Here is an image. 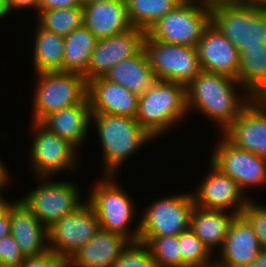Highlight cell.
<instances>
[{
  "label": "cell",
  "mask_w": 266,
  "mask_h": 267,
  "mask_svg": "<svg viewBox=\"0 0 266 267\" xmlns=\"http://www.w3.org/2000/svg\"><path fill=\"white\" fill-rule=\"evenodd\" d=\"M194 206L192 194L157 200L143 214L139 237L178 236L187 231Z\"/></svg>",
  "instance_id": "9c48e42d"
},
{
  "label": "cell",
  "mask_w": 266,
  "mask_h": 267,
  "mask_svg": "<svg viewBox=\"0 0 266 267\" xmlns=\"http://www.w3.org/2000/svg\"><path fill=\"white\" fill-rule=\"evenodd\" d=\"M10 212L5 208L0 213V240L10 235Z\"/></svg>",
  "instance_id": "f35d334b"
},
{
  "label": "cell",
  "mask_w": 266,
  "mask_h": 267,
  "mask_svg": "<svg viewBox=\"0 0 266 267\" xmlns=\"http://www.w3.org/2000/svg\"><path fill=\"white\" fill-rule=\"evenodd\" d=\"M211 23L240 52L266 45V9L250 4L225 6L211 12Z\"/></svg>",
  "instance_id": "8992f818"
},
{
  "label": "cell",
  "mask_w": 266,
  "mask_h": 267,
  "mask_svg": "<svg viewBox=\"0 0 266 267\" xmlns=\"http://www.w3.org/2000/svg\"><path fill=\"white\" fill-rule=\"evenodd\" d=\"M82 6L81 0H40L39 11Z\"/></svg>",
  "instance_id": "8d00e7d4"
},
{
  "label": "cell",
  "mask_w": 266,
  "mask_h": 267,
  "mask_svg": "<svg viewBox=\"0 0 266 267\" xmlns=\"http://www.w3.org/2000/svg\"><path fill=\"white\" fill-rule=\"evenodd\" d=\"M39 84L33 101V122L60 109L82 103L87 98L88 82L76 72L47 71L37 73Z\"/></svg>",
  "instance_id": "277c9868"
},
{
  "label": "cell",
  "mask_w": 266,
  "mask_h": 267,
  "mask_svg": "<svg viewBox=\"0 0 266 267\" xmlns=\"http://www.w3.org/2000/svg\"><path fill=\"white\" fill-rule=\"evenodd\" d=\"M98 39L82 24L64 37L63 71L84 74Z\"/></svg>",
  "instance_id": "4316f807"
},
{
  "label": "cell",
  "mask_w": 266,
  "mask_h": 267,
  "mask_svg": "<svg viewBox=\"0 0 266 267\" xmlns=\"http://www.w3.org/2000/svg\"><path fill=\"white\" fill-rule=\"evenodd\" d=\"M215 150L211 165L234 180L242 190L265 185L266 158L234 146L225 137Z\"/></svg>",
  "instance_id": "7c38bea8"
},
{
  "label": "cell",
  "mask_w": 266,
  "mask_h": 267,
  "mask_svg": "<svg viewBox=\"0 0 266 267\" xmlns=\"http://www.w3.org/2000/svg\"><path fill=\"white\" fill-rule=\"evenodd\" d=\"M145 34L144 30L133 27L122 34L98 39L83 74L87 82L103 77L117 63L136 55L143 48Z\"/></svg>",
  "instance_id": "5bb4252c"
},
{
  "label": "cell",
  "mask_w": 266,
  "mask_h": 267,
  "mask_svg": "<svg viewBox=\"0 0 266 267\" xmlns=\"http://www.w3.org/2000/svg\"><path fill=\"white\" fill-rule=\"evenodd\" d=\"M152 254L156 267H182L178 236L139 237Z\"/></svg>",
  "instance_id": "4dcf8cb0"
},
{
  "label": "cell",
  "mask_w": 266,
  "mask_h": 267,
  "mask_svg": "<svg viewBox=\"0 0 266 267\" xmlns=\"http://www.w3.org/2000/svg\"><path fill=\"white\" fill-rule=\"evenodd\" d=\"M91 114L137 117L139 96L104 76L88 81Z\"/></svg>",
  "instance_id": "ac0fdd59"
},
{
  "label": "cell",
  "mask_w": 266,
  "mask_h": 267,
  "mask_svg": "<svg viewBox=\"0 0 266 267\" xmlns=\"http://www.w3.org/2000/svg\"><path fill=\"white\" fill-rule=\"evenodd\" d=\"M196 49L203 71L236 79L239 51L212 23L205 29Z\"/></svg>",
  "instance_id": "e0dca14e"
},
{
  "label": "cell",
  "mask_w": 266,
  "mask_h": 267,
  "mask_svg": "<svg viewBox=\"0 0 266 267\" xmlns=\"http://www.w3.org/2000/svg\"><path fill=\"white\" fill-rule=\"evenodd\" d=\"M246 4H250L257 8L266 9V0H246Z\"/></svg>",
  "instance_id": "ee69618b"
},
{
  "label": "cell",
  "mask_w": 266,
  "mask_h": 267,
  "mask_svg": "<svg viewBox=\"0 0 266 267\" xmlns=\"http://www.w3.org/2000/svg\"><path fill=\"white\" fill-rule=\"evenodd\" d=\"M9 13L8 0H0V18L5 17Z\"/></svg>",
  "instance_id": "7bdbcfd3"
},
{
  "label": "cell",
  "mask_w": 266,
  "mask_h": 267,
  "mask_svg": "<svg viewBox=\"0 0 266 267\" xmlns=\"http://www.w3.org/2000/svg\"><path fill=\"white\" fill-rule=\"evenodd\" d=\"M113 267H156V265L149 247L138 241L127 245Z\"/></svg>",
  "instance_id": "d6a6232c"
},
{
  "label": "cell",
  "mask_w": 266,
  "mask_h": 267,
  "mask_svg": "<svg viewBox=\"0 0 266 267\" xmlns=\"http://www.w3.org/2000/svg\"><path fill=\"white\" fill-rule=\"evenodd\" d=\"M129 243L124 236L100 228L90 241L68 259L67 267H113Z\"/></svg>",
  "instance_id": "7402d4cb"
},
{
  "label": "cell",
  "mask_w": 266,
  "mask_h": 267,
  "mask_svg": "<svg viewBox=\"0 0 266 267\" xmlns=\"http://www.w3.org/2000/svg\"><path fill=\"white\" fill-rule=\"evenodd\" d=\"M33 126L37 130L35 139L32 141L30 160L35 172L41 176L39 179L45 180L55 172L72 169L74 160L76 161L75 148H78L69 140L50 132L40 122H34Z\"/></svg>",
  "instance_id": "4fadbf2b"
},
{
  "label": "cell",
  "mask_w": 266,
  "mask_h": 267,
  "mask_svg": "<svg viewBox=\"0 0 266 267\" xmlns=\"http://www.w3.org/2000/svg\"><path fill=\"white\" fill-rule=\"evenodd\" d=\"M34 46V67L37 73L63 71L64 37L38 25Z\"/></svg>",
  "instance_id": "83f0119b"
},
{
  "label": "cell",
  "mask_w": 266,
  "mask_h": 267,
  "mask_svg": "<svg viewBox=\"0 0 266 267\" xmlns=\"http://www.w3.org/2000/svg\"><path fill=\"white\" fill-rule=\"evenodd\" d=\"M91 108L88 97L80 104L52 112L40 123L50 132L69 140L76 147L86 138L91 123Z\"/></svg>",
  "instance_id": "603a6c76"
},
{
  "label": "cell",
  "mask_w": 266,
  "mask_h": 267,
  "mask_svg": "<svg viewBox=\"0 0 266 267\" xmlns=\"http://www.w3.org/2000/svg\"><path fill=\"white\" fill-rule=\"evenodd\" d=\"M204 180L200 183L197 193L192 194L195 206L208 210H226L235 207L233 213L241 214L249 198H244L243 190L234 180L213 165L211 174Z\"/></svg>",
  "instance_id": "2e32d148"
},
{
  "label": "cell",
  "mask_w": 266,
  "mask_h": 267,
  "mask_svg": "<svg viewBox=\"0 0 266 267\" xmlns=\"http://www.w3.org/2000/svg\"><path fill=\"white\" fill-rule=\"evenodd\" d=\"M20 267H67V261L54 251L48 250L42 255L25 258Z\"/></svg>",
  "instance_id": "d590c367"
},
{
  "label": "cell",
  "mask_w": 266,
  "mask_h": 267,
  "mask_svg": "<svg viewBox=\"0 0 266 267\" xmlns=\"http://www.w3.org/2000/svg\"><path fill=\"white\" fill-rule=\"evenodd\" d=\"M25 258L11 234L0 240V267H20Z\"/></svg>",
  "instance_id": "e575fe53"
},
{
  "label": "cell",
  "mask_w": 266,
  "mask_h": 267,
  "mask_svg": "<svg viewBox=\"0 0 266 267\" xmlns=\"http://www.w3.org/2000/svg\"><path fill=\"white\" fill-rule=\"evenodd\" d=\"M234 85L236 87L239 82L233 77L202 70L186 86L187 110L191 107L199 109L202 114L222 126L224 132L253 99L248 94L246 101L244 99L241 102Z\"/></svg>",
  "instance_id": "6da1fadb"
},
{
  "label": "cell",
  "mask_w": 266,
  "mask_h": 267,
  "mask_svg": "<svg viewBox=\"0 0 266 267\" xmlns=\"http://www.w3.org/2000/svg\"><path fill=\"white\" fill-rule=\"evenodd\" d=\"M6 209L10 212V234L19 244L22 254L27 257L39 256L49 250L48 229L20 201L9 203Z\"/></svg>",
  "instance_id": "d6986e66"
},
{
  "label": "cell",
  "mask_w": 266,
  "mask_h": 267,
  "mask_svg": "<svg viewBox=\"0 0 266 267\" xmlns=\"http://www.w3.org/2000/svg\"><path fill=\"white\" fill-rule=\"evenodd\" d=\"M236 79L246 89V94L253 98H266V45L245 47L239 53Z\"/></svg>",
  "instance_id": "484cf974"
},
{
  "label": "cell",
  "mask_w": 266,
  "mask_h": 267,
  "mask_svg": "<svg viewBox=\"0 0 266 267\" xmlns=\"http://www.w3.org/2000/svg\"><path fill=\"white\" fill-rule=\"evenodd\" d=\"M223 135L234 146L266 158V98H253Z\"/></svg>",
  "instance_id": "9a60e30c"
},
{
  "label": "cell",
  "mask_w": 266,
  "mask_h": 267,
  "mask_svg": "<svg viewBox=\"0 0 266 267\" xmlns=\"http://www.w3.org/2000/svg\"><path fill=\"white\" fill-rule=\"evenodd\" d=\"M182 267L201 266L211 262L210 250L191 229L178 235ZM210 260V261H209Z\"/></svg>",
  "instance_id": "1f68e13d"
},
{
  "label": "cell",
  "mask_w": 266,
  "mask_h": 267,
  "mask_svg": "<svg viewBox=\"0 0 266 267\" xmlns=\"http://www.w3.org/2000/svg\"><path fill=\"white\" fill-rule=\"evenodd\" d=\"M211 23V12L193 0H183L161 17L146 33L157 41L197 46Z\"/></svg>",
  "instance_id": "5b68a950"
},
{
  "label": "cell",
  "mask_w": 266,
  "mask_h": 267,
  "mask_svg": "<svg viewBox=\"0 0 266 267\" xmlns=\"http://www.w3.org/2000/svg\"><path fill=\"white\" fill-rule=\"evenodd\" d=\"M9 2V12L14 8H36V11H39V2L40 0H8Z\"/></svg>",
  "instance_id": "ab89813d"
},
{
  "label": "cell",
  "mask_w": 266,
  "mask_h": 267,
  "mask_svg": "<svg viewBox=\"0 0 266 267\" xmlns=\"http://www.w3.org/2000/svg\"><path fill=\"white\" fill-rule=\"evenodd\" d=\"M186 86L157 80L139 96L136 120L154 138L187 113Z\"/></svg>",
  "instance_id": "7a4b0ae2"
},
{
  "label": "cell",
  "mask_w": 266,
  "mask_h": 267,
  "mask_svg": "<svg viewBox=\"0 0 266 267\" xmlns=\"http://www.w3.org/2000/svg\"><path fill=\"white\" fill-rule=\"evenodd\" d=\"M237 215L224 213V210H208L194 206L190 229L211 251L213 247L222 248L233 219Z\"/></svg>",
  "instance_id": "d4e9b609"
},
{
  "label": "cell",
  "mask_w": 266,
  "mask_h": 267,
  "mask_svg": "<svg viewBox=\"0 0 266 267\" xmlns=\"http://www.w3.org/2000/svg\"><path fill=\"white\" fill-rule=\"evenodd\" d=\"M188 267H221L217 262H210L205 264V265H201V266H188Z\"/></svg>",
  "instance_id": "bcb514c9"
},
{
  "label": "cell",
  "mask_w": 266,
  "mask_h": 267,
  "mask_svg": "<svg viewBox=\"0 0 266 267\" xmlns=\"http://www.w3.org/2000/svg\"><path fill=\"white\" fill-rule=\"evenodd\" d=\"M143 48L157 80L187 86L202 71L195 47L157 41L146 33Z\"/></svg>",
  "instance_id": "ba28073f"
},
{
  "label": "cell",
  "mask_w": 266,
  "mask_h": 267,
  "mask_svg": "<svg viewBox=\"0 0 266 267\" xmlns=\"http://www.w3.org/2000/svg\"><path fill=\"white\" fill-rule=\"evenodd\" d=\"M79 190L70 182L47 181L20 201L48 229L62 217L72 214L81 205Z\"/></svg>",
  "instance_id": "8fae6325"
},
{
  "label": "cell",
  "mask_w": 266,
  "mask_h": 267,
  "mask_svg": "<svg viewBox=\"0 0 266 267\" xmlns=\"http://www.w3.org/2000/svg\"><path fill=\"white\" fill-rule=\"evenodd\" d=\"M128 17L133 27L147 32L161 17L183 0H125Z\"/></svg>",
  "instance_id": "f1b7e54d"
},
{
  "label": "cell",
  "mask_w": 266,
  "mask_h": 267,
  "mask_svg": "<svg viewBox=\"0 0 266 267\" xmlns=\"http://www.w3.org/2000/svg\"><path fill=\"white\" fill-rule=\"evenodd\" d=\"M240 215L254 230L262 250H266V206L249 201Z\"/></svg>",
  "instance_id": "836d02e7"
},
{
  "label": "cell",
  "mask_w": 266,
  "mask_h": 267,
  "mask_svg": "<svg viewBox=\"0 0 266 267\" xmlns=\"http://www.w3.org/2000/svg\"><path fill=\"white\" fill-rule=\"evenodd\" d=\"M100 137L105 160V175H112L125 159L150 140V135L136 120L129 116L91 114ZM116 170V171H115Z\"/></svg>",
  "instance_id": "3957f363"
},
{
  "label": "cell",
  "mask_w": 266,
  "mask_h": 267,
  "mask_svg": "<svg viewBox=\"0 0 266 267\" xmlns=\"http://www.w3.org/2000/svg\"><path fill=\"white\" fill-rule=\"evenodd\" d=\"M104 77L138 96L145 93L157 81L144 48L131 58L117 63Z\"/></svg>",
  "instance_id": "cb8c5ba5"
},
{
  "label": "cell",
  "mask_w": 266,
  "mask_h": 267,
  "mask_svg": "<svg viewBox=\"0 0 266 267\" xmlns=\"http://www.w3.org/2000/svg\"><path fill=\"white\" fill-rule=\"evenodd\" d=\"M39 26L66 37L83 24V6L38 12Z\"/></svg>",
  "instance_id": "f546056e"
},
{
  "label": "cell",
  "mask_w": 266,
  "mask_h": 267,
  "mask_svg": "<svg viewBox=\"0 0 266 267\" xmlns=\"http://www.w3.org/2000/svg\"><path fill=\"white\" fill-rule=\"evenodd\" d=\"M99 229L95 211L88 203H83L75 212L62 217L48 228L49 250L68 261Z\"/></svg>",
  "instance_id": "30bf717a"
},
{
  "label": "cell",
  "mask_w": 266,
  "mask_h": 267,
  "mask_svg": "<svg viewBox=\"0 0 266 267\" xmlns=\"http://www.w3.org/2000/svg\"><path fill=\"white\" fill-rule=\"evenodd\" d=\"M261 251L254 230L241 215H237L230 225L217 263L221 267H247Z\"/></svg>",
  "instance_id": "44dd1931"
},
{
  "label": "cell",
  "mask_w": 266,
  "mask_h": 267,
  "mask_svg": "<svg viewBox=\"0 0 266 267\" xmlns=\"http://www.w3.org/2000/svg\"><path fill=\"white\" fill-rule=\"evenodd\" d=\"M6 172H7L6 168L3 166V163L0 162V189L4 187L7 182L6 178L8 177L7 176L8 174Z\"/></svg>",
  "instance_id": "b9f144b4"
},
{
  "label": "cell",
  "mask_w": 266,
  "mask_h": 267,
  "mask_svg": "<svg viewBox=\"0 0 266 267\" xmlns=\"http://www.w3.org/2000/svg\"><path fill=\"white\" fill-rule=\"evenodd\" d=\"M198 1L197 3L212 12L215 9L225 6L243 5L246 0H193Z\"/></svg>",
  "instance_id": "74e56055"
},
{
  "label": "cell",
  "mask_w": 266,
  "mask_h": 267,
  "mask_svg": "<svg viewBox=\"0 0 266 267\" xmlns=\"http://www.w3.org/2000/svg\"><path fill=\"white\" fill-rule=\"evenodd\" d=\"M83 25L97 39L122 34L133 28L125 0H103L83 5Z\"/></svg>",
  "instance_id": "ffe728a7"
},
{
  "label": "cell",
  "mask_w": 266,
  "mask_h": 267,
  "mask_svg": "<svg viewBox=\"0 0 266 267\" xmlns=\"http://www.w3.org/2000/svg\"><path fill=\"white\" fill-rule=\"evenodd\" d=\"M247 267H266V250H262Z\"/></svg>",
  "instance_id": "60d3db41"
},
{
  "label": "cell",
  "mask_w": 266,
  "mask_h": 267,
  "mask_svg": "<svg viewBox=\"0 0 266 267\" xmlns=\"http://www.w3.org/2000/svg\"><path fill=\"white\" fill-rule=\"evenodd\" d=\"M105 176L106 180L99 181L100 183L91 191L87 203L95 211L101 229L120 234L130 242H138L140 224L134 232L129 233L128 230L130 221L134 217L132 200L118 184H114L115 181H111L112 175Z\"/></svg>",
  "instance_id": "52a82bcc"
},
{
  "label": "cell",
  "mask_w": 266,
  "mask_h": 267,
  "mask_svg": "<svg viewBox=\"0 0 266 267\" xmlns=\"http://www.w3.org/2000/svg\"><path fill=\"white\" fill-rule=\"evenodd\" d=\"M8 204L9 202H6V200H3L2 196H0V213L6 208Z\"/></svg>",
  "instance_id": "f6af8a7d"
},
{
  "label": "cell",
  "mask_w": 266,
  "mask_h": 267,
  "mask_svg": "<svg viewBox=\"0 0 266 267\" xmlns=\"http://www.w3.org/2000/svg\"><path fill=\"white\" fill-rule=\"evenodd\" d=\"M99 1H103V0H81V3L83 6V5H88V4H91L93 2H99Z\"/></svg>",
  "instance_id": "7dc6e473"
}]
</instances>
